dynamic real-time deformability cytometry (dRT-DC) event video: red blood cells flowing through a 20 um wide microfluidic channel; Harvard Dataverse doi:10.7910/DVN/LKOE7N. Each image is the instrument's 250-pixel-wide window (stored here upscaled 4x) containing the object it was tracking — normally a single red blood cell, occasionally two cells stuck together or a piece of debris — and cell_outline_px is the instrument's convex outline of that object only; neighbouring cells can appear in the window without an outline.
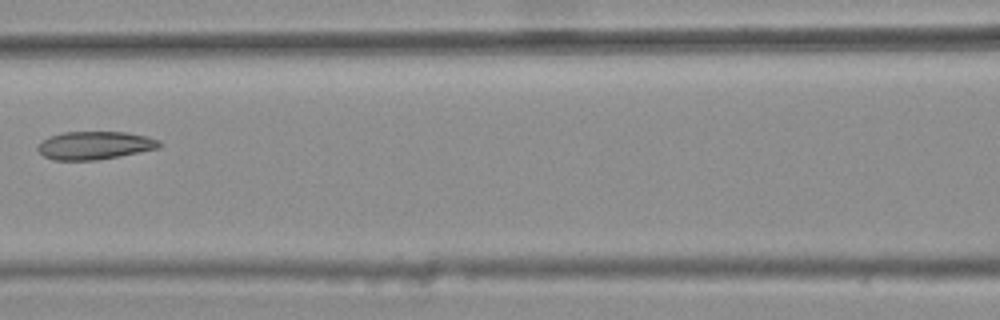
{"species": "common noctule bat (a hibernating species)", "species_latin": "Nyctalus noctula", "temperature_condition": "warm", "stored_images_in_passage": 4, "camera_frame_rate_fps": 3000, "um_per_image_px": 0.085, "animal": {"sex": "female", "body_mass_g": 25.1}, "frame": {"image": 1, "passage_image": 3, "time_ms": 0.667, "image_size_px": [1000, 320], "cell_outline_px": [[164, 144], [160, 148], [120, 156], [96, 160], [52, 160], [44, 156], [36, 148], [44, 140], [52, 136], [64, 132], [124, 132], [148, 136], [160, 140]], "centroid_in_image_um": [8.12, 12.36], "position_along_channel_um": 158.5, "area_um2": 19.88}}
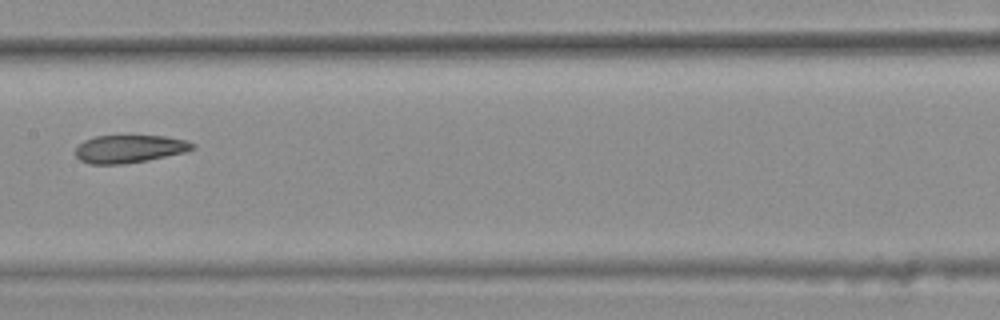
{"frame": {"image": 2, "passage_image": 4, "time_ms": 1.0, "image_size_px": [1000, 320], "cell_outline_px": [[196, 148], [184, 152], [148, 160], [124, 164], [88, 164], [80, 160], [76, 156], [76, 148], [84, 140], [96, 136], [164, 136], [188, 140], [196, 144]], "centroid_in_image_um": [11.02, 12.65], "position_along_channel_um": 196.4, "area_um2": 19.02}}